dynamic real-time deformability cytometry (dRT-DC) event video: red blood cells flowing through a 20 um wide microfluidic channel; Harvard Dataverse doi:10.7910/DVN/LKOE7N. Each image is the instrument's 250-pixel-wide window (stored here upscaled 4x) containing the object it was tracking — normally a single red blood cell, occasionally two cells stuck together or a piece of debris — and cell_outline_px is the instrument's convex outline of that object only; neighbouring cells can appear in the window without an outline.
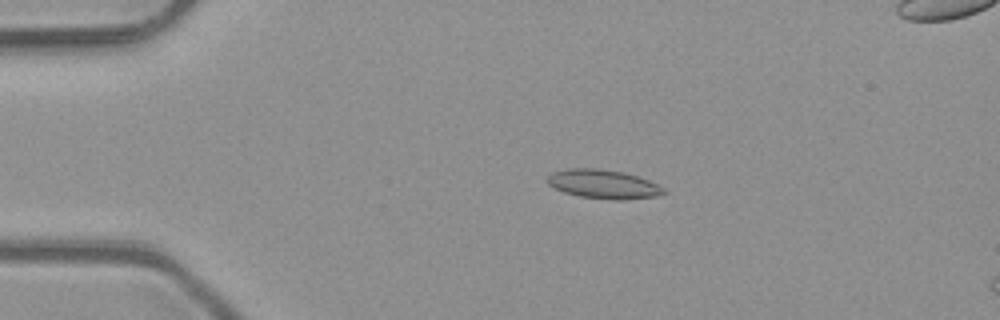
{"species": "common noctule bat (a hibernating species)", "species_latin": "Nyctalus noctula", "temperature_condition": "room temperature", "stored_images_in_passage": 52, "camera_frame_rate_fps": 3000, "um_per_image_px": 0.085, "animal": {"sex": "male", "body_mass_g": 23.1, "forearm_length_mm": 52.7}, "frame": {"image": 1, "passage_image": 11, "time_ms": 3.333, "image_size_px": [1000, 320], "cell_outline_px": [[668, 192], [656, 196], [620, 200], [616, 200], [580, 196], [564, 192], [548, 184], [548, 176], [552, 172], [568, 168], [600, 168], [624, 172], [648, 180], [664, 188]], "centroid_in_image_um": [51.29, 15.64], "position_along_channel_um": 33.7, "area_um2": 19.48}}
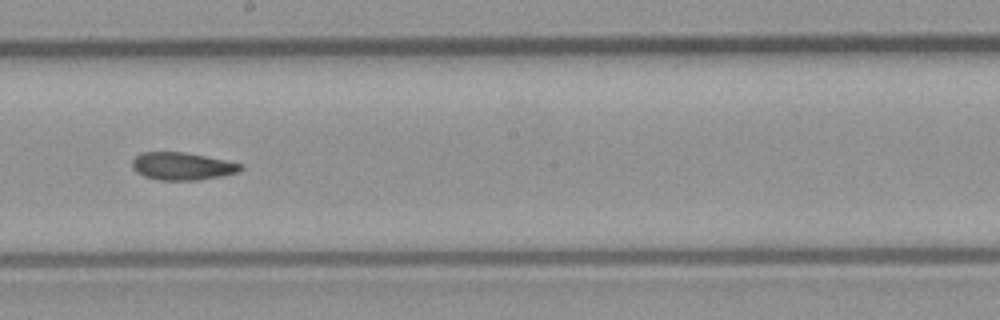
{"frame": {"image": 2, "passage_image": 29, "time_ms": 9.333, "image_size_px": [1000, 320], "cell_outline_px": [[244, 168], [240, 172], [200, 180], [156, 180], [144, 176], [136, 172], [132, 168], [132, 160], [140, 152], [184, 152], [244, 164]], "centroid_in_image_um": [15.49, 14.13], "position_along_channel_um": 232.7, "area_um2": 17.57}}
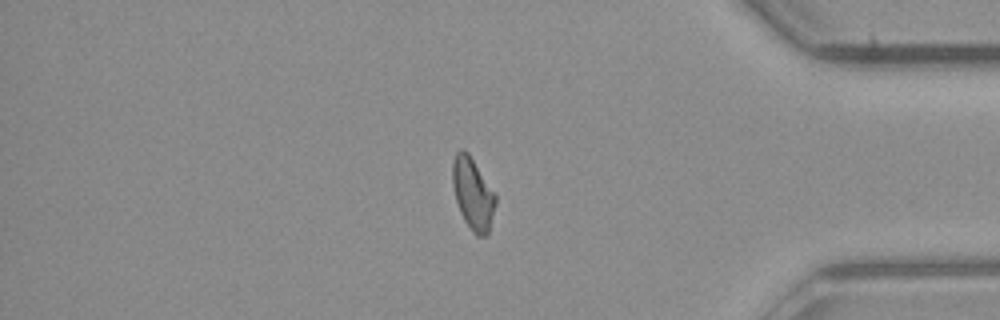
{"frame": {"image": 3, "passage_image": 43, "time_ms": 14.0, "image_size_px": [1000, 320], "cell_outline_px": [[496, 204], [488, 232], [484, 236], [476, 236], [472, 232], [464, 220], [460, 212], [456, 200], [452, 184], [452, 160], [456, 152], [460, 148], [464, 148], [468, 152], [496, 192]], "centroid_in_image_um": [40.19, 16.42], "position_along_channel_um": 395.0, "area_um2": 18.32}, "authors_computed_cell_mechanics": {"area_um2": 18.1781, "velocity_mm_per_s": 4.0837, "shape_relaxation_time_tau1_ms": null, "shape_relaxation_time_tau2_ms": 4.5646, "deformation_change_tau1": null, "deformation_change_tau2": 0.0997}}